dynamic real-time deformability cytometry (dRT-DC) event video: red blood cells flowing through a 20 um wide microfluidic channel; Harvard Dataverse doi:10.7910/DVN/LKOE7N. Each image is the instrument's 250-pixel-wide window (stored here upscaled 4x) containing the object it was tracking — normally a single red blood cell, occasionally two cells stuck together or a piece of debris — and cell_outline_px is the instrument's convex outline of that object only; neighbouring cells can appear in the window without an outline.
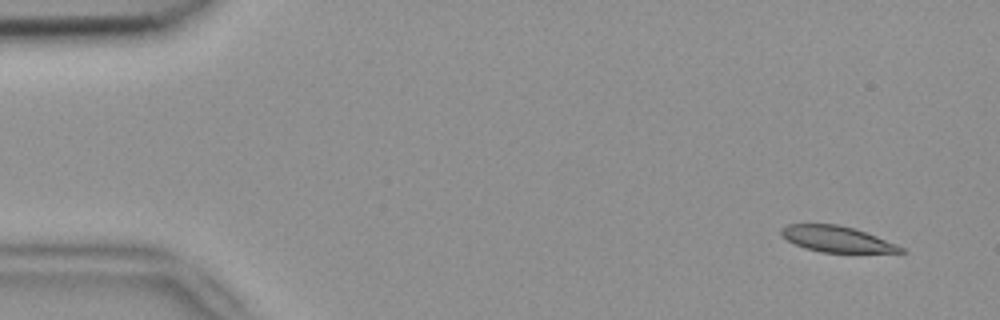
{"species": "common noctule bat (a hibernating species)", "species_latin": "Nyctalus noctula", "temperature_condition": "room temperature", "stored_images_in_passage": 4, "camera_frame_rate_fps": 3000, "um_per_image_px": 0.085, "animal": {"sex": "female", "body_mass_g": 18.4}, "frame": {"image": 1, "passage_image": 1, "time_ms": 0.0, "image_size_px": [1000, 320], "cell_outline_px": [[908, 252], [820, 252], [804, 248], [788, 240], [780, 232], [780, 228], [788, 224], [836, 224], [852, 228], [876, 236], [896, 244], [904, 248]], "centroid_in_image_um": [71.11, 20.32], "position_along_channel_um": 13.9, "area_um2": 17.74}}
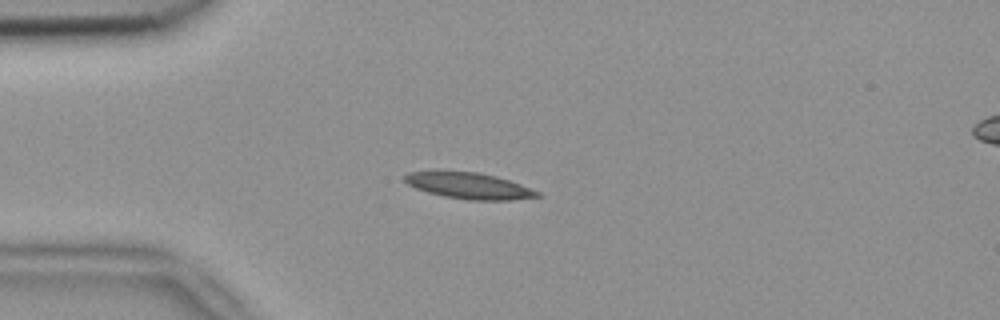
{"frame": {"image": 2, "passage_image": 4, "time_ms": 1.0, "image_size_px": [1000, 320], "cell_outline_px": [[544, 196], [512, 200], [468, 200], [444, 196], [428, 192], [416, 188], [408, 184], [404, 180], [404, 176], [408, 172], [480, 172], [496, 176], [520, 184], [540, 192]], "centroid_in_image_um": [39.92, 15.8], "position_along_channel_um": 45.1, "area_um2": 20.0}}